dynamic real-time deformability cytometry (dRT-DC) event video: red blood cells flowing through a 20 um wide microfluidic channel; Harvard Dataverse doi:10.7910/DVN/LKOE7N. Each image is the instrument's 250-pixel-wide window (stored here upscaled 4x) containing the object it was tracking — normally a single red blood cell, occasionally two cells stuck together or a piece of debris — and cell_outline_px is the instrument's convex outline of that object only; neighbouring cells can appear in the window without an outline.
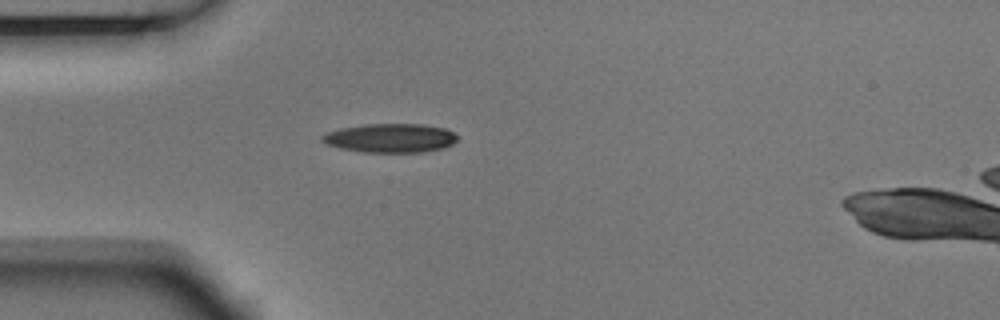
{"species": "Egyptian fruit bat (a non-hibernating species)", "species_latin": "Rousettus aegyptiacus", "temperature_condition": "room temperature", "stored_images_in_passage": 1, "camera_frame_rate_fps": 3000, "um_per_image_px": 0.085, "animal": {"sex": "male"}, "frame": {"image": 1, "passage_image": 1, "time_ms": 0.0, "image_size_px": [1000, 320], "cell_outline_px": [[460, 136], [452, 144], [444, 148], [420, 152], [364, 152], [340, 148], [328, 144], [320, 140], [320, 136], [328, 132], [340, 128], [364, 124], [420, 124], [444, 128]], "centroid_in_image_um": [33.18, 11.73], "position_along_channel_um": 51.8, "area_um2": 22.77}}